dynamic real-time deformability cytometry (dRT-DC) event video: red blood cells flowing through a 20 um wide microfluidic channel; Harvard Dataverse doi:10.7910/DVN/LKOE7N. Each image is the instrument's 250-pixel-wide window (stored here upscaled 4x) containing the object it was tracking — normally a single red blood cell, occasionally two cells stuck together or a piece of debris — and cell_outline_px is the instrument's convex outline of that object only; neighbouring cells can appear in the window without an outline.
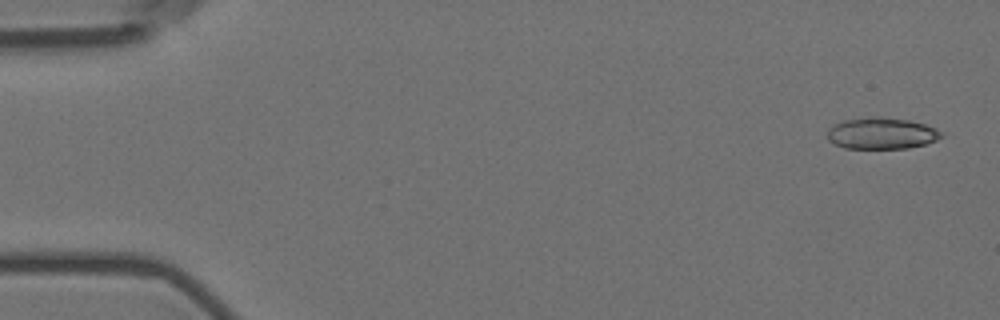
{"species": "Egyptian fruit bat (a non-hibernating species)", "species_latin": "Rousettus aegyptiacus", "temperature_condition": "room temperature", "stored_images_in_passage": 3, "camera_frame_rate_fps": 3000, "um_per_image_px": 0.085, "animal": {"sex": "female"}, "frame": {"image": 1, "passage_image": 1, "time_ms": 0.0, "image_size_px": [1000, 320], "cell_outline_px": [[944, 136], [936, 140], [924, 144], [908, 148], [844, 148], [828, 140], [828, 128], [844, 120], [872, 116], [880, 116], [908, 120], [924, 124], [936, 128], [944, 132]], "centroid_in_image_um": [74.96, 11.32], "position_along_channel_um": 10.0, "area_um2": 20.92}}